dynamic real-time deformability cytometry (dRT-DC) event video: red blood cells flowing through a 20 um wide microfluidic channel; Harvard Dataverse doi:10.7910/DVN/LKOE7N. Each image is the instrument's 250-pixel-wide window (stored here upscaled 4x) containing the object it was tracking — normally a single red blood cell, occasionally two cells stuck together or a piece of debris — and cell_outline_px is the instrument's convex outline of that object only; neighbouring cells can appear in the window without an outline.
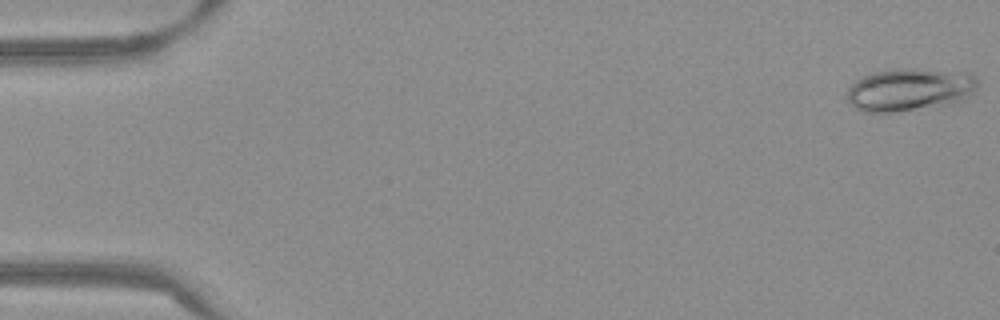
{"species": "Egyptian fruit bat (a non-hibernating species)", "species_latin": "Rousettus aegyptiacus", "temperature_condition": "warm", "stored_images_in_passage": 53, "camera_frame_rate_fps": 3000, "um_per_image_px": 0.085, "frame": {"image": 1, "passage_image": 1, "time_ms": 0.0, "image_size_px": [1000, 320], "cell_outline_px": [[980, 80], [976, 88], [964, 100], [948, 104], [892, 112], [864, 112], [856, 108], [848, 100], [848, 88], [856, 80], [872, 72], [900, 68], [916, 68], [972, 72]], "centroid_in_image_um": [77.37, 7.58], "position_along_channel_um": 7.6, "area_um2": 32.71}}
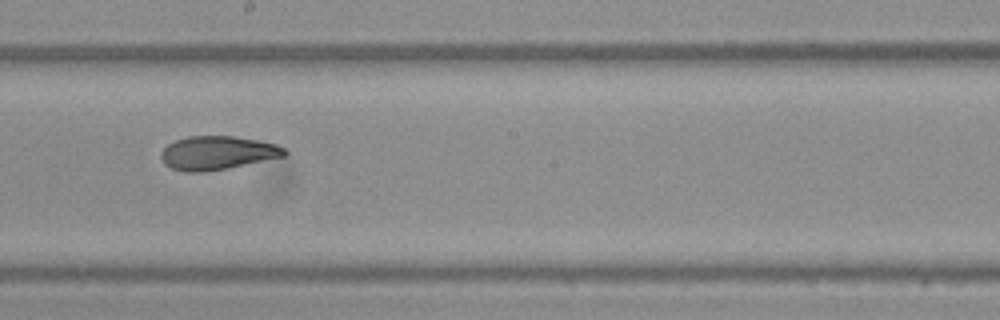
{"frame": {"image": 2, "passage_image": 30, "time_ms": 9.667, "image_size_px": [1000, 320], "cell_outline_px": [[288, 152], [284, 156], [228, 168], [204, 172], [184, 172], [172, 168], [164, 164], [160, 156], [164, 148], [168, 144], [176, 140], [188, 136], [232, 136], [260, 140], [276, 144], [284, 148]], "centroid_in_image_um": [18.47, 12.99], "position_along_channel_um": 229.7, "area_um2": 24.16}}
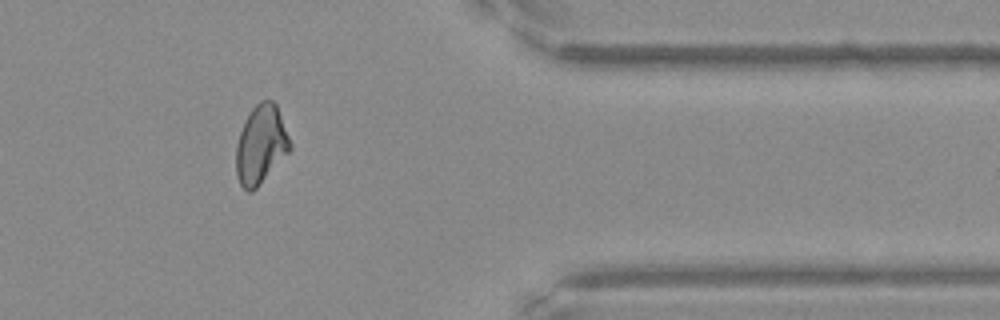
{"frame": {"image": 3, "passage_image": 44, "time_ms": 14.333, "image_size_px": [1000, 320], "cell_outline_px": [[292, 148], [256, 188], [252, 192], [248, 192], [240, 184], [236, 176], [236, 144], [244, 120], [252, 108], [260, 100], [272, 100], [276, 104], [292, 144]], "centroid_in_image_um": [22.16, 12.28], "position_along_channel_um": 389.2, "area_um2": 24.62}, "authors_computed_cell_mechanics": {"area_um2": 25.2008, "velocity_mm_per_s": 3.8383, "shape_relaxation_time_tau1_ms": null, "shape_relaxation_time_tau2_ms": 2.2952, "deformation_change_tau1": null, "deformation_change_tau2": 0.0854}}